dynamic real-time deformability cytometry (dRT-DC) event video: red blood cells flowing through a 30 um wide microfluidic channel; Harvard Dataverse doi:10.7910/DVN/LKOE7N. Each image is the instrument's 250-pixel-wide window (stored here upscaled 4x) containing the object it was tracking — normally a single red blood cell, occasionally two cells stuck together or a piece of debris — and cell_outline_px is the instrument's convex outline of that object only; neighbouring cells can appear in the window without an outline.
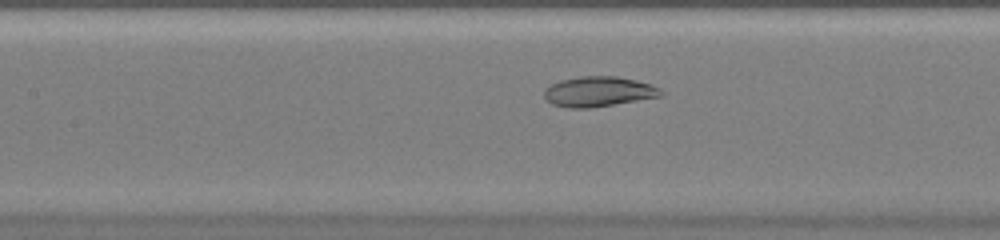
{"species": "common noctule bat (a hibernating species)", "species_latin": "Nyctalus noctula", "temperature_condition": "warm", "stored_images_in_passage": 39, "camera_frame_rate_fps": 3000, "um_per_image_px": 0.085, "animal": {"sex": "female", "body_mass_g": 20.0, "forearm_length_mm": 54.0}, "frame": {"image": 1, "passage_image": 14, "time_ms": 4.333, "image_size_px": [1000, 240], "cell_outline_px": [[664, 92], [660, 96], [592, 108], [568, 108], [552, 104], [544, 96], [544, 88], [560, 80], [580, 76], [616, 76], [636, 80], [652, 84], [660, 88]], "centroid_in_image_um": [50.87, 7.78], "position_along_channel_um": 156.5, "area_um2": 20.52}}
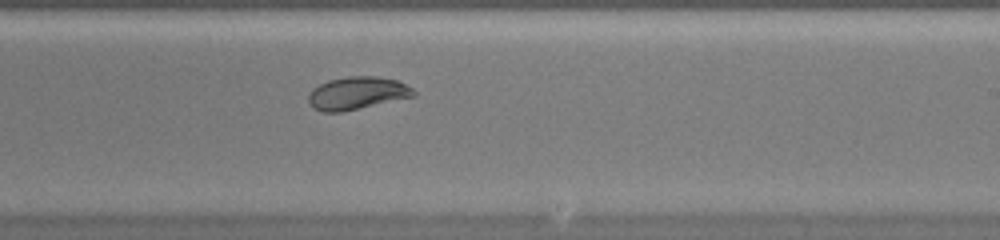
{"frame": {"image": 2, "passage_image": 21, "time_ms": 6.667, "image_size_px": [1000, 240], "cell_outline_px": [[416, 96], [340, 112], [324, 112], [312, 108], [308, 100], [308, 96], [312, 88], [328, 80], [348, 76], [376, 76], [396, 80], [412, 88], [416, 92]], "centroid_in_image_um": [30.33, 7.91], "position_along_channel_um": 258.7, "area_um2": 20.0}}
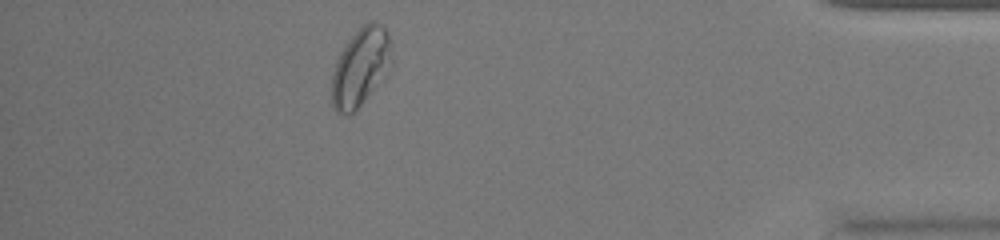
{"frame": {"image": 3, "passage_image": 34, "time_ms": 11.0, "image_size_px": [1000, 240], "cell_outline_px": [[392, 68], [388, 76], [348, 116], [344, 116], [336, 112], [332, 108], [332, 76], [336, 60], [340, 52], [348, 40], [368, 20], [372, 20], [380, 24], [388, 32], [392, 40]], "centroid_in_image_um": [30.7, 5.7], "position_along_channel_um": 404.5, "area_um2": 27.86}}